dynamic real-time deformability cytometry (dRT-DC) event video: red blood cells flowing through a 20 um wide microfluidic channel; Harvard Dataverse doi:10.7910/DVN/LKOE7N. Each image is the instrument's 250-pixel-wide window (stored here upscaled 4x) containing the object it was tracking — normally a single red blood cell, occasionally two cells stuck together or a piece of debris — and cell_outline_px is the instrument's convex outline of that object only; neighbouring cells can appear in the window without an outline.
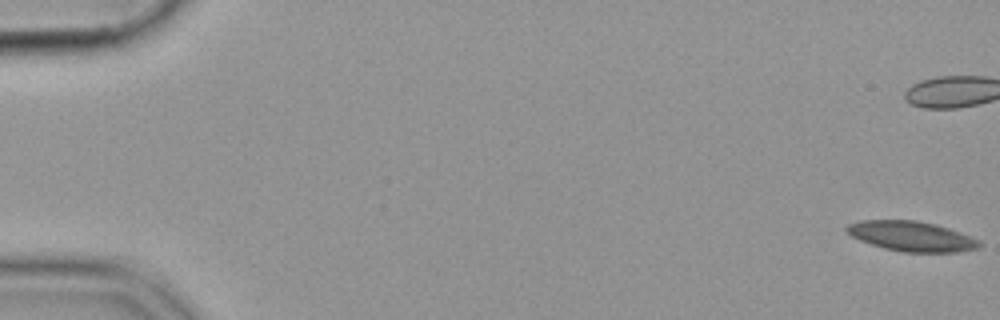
{"species": "common noctule bat (a hibernating species)", "species_latin": "Nyctalus noctula", "temperature_condition": "cold", "stored_images_in_passage": 56, "camera_frame_rate_fps": 3000, "um_per_image_px": 0.085, "animal": {"sex": "female", "body_mass_g": 19.9}, "frame": {"image": 1, "passage_image": 1, "time_ms": 0.0, "image_size_px": [1000, 320], "cell_outline_px": [[980, 248], [956, 252], [904, 252], [884, 248], [860, 240], [852, 236], [844, 228], [848, 224], [860, 220], [916, 220], [948, 228], [960, 232], [980, 240]], "centroid_in_image_um": [77.48, 20.08], "position_along_channel_um": 7.5, "area_um2": 23.0}}